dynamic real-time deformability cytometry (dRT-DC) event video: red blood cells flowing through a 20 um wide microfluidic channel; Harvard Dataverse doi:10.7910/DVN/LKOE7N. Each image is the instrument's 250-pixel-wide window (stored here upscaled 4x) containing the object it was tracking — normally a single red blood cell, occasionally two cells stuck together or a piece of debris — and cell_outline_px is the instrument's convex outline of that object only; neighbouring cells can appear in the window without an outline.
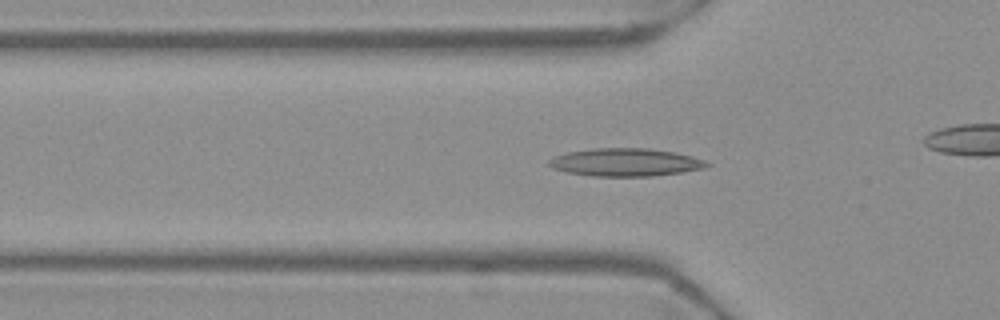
{"species": "Egyptian fruit bat (a non-hibernating species)", "species_latin": "Rousettus aegyptiacus", "temperature_condition": "warm", "stored_images_in_passage": 55, "camera_frame_rate_fps": 3000, "um_per_image_px": 0.085, "frame": {"image": 1, "passage_image": 17, "time_ms": 5.333, "image_size_px": [1000, 320], "cell_outline_px": [[712, 164], [704, 168], [680, 172], [652, 176], [592, 176], [568, 172], [552, 168], [548, 164], [548, 160], [556, 156], [568, 152], [596, 148], [648, 148], [676, 152], [692, 156], [704, 160]], "centroid_in_image_um": [53.18, 13.79], "position_along_channel_um": 72.6, "area_um2": 25.55}}
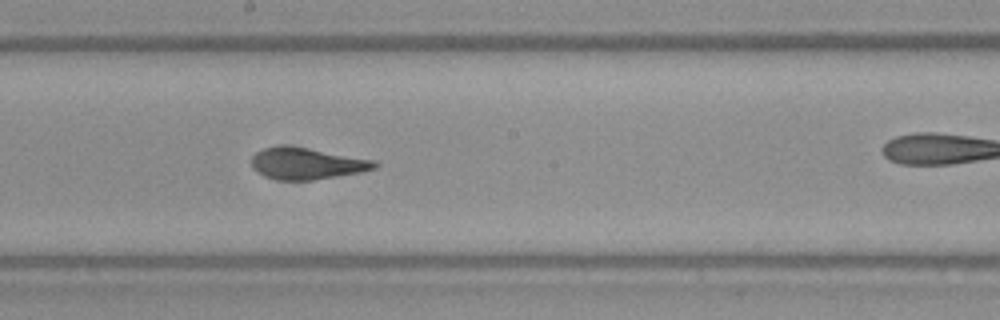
{"frame": {"image": 2, "passage_image": 29, "time_ms": 9.333, "image_size_px": [1000, 320], "cell_outline_px": [[380, 164], [376, 168], [360, 172], [312, 180], [276, 180], [264, 176], [256, 172], [252, 168], [252, 156], [256, 152], [264, 148], [308, 148], [376, 160]], "centroid_in_image_um": [26.11, 13.93], "position_along_channel_um": 222.1, "area_um2": 22.2}}
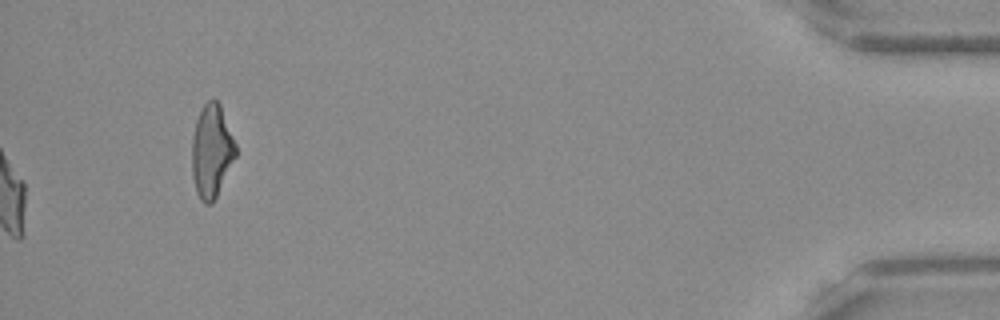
{"frame": {"image": 3, "passage_image": 55, "time_ms": 18.0, "image_size_px": [1000, 320], "cell_outline_px": [[236, 156], [212, 204], [204, 204], [200, 200], [196, 192], [192, 176], [192, 136], [196, 120], [204, 104], [212, 96], [220, 104], [236, 144]], "centroid_in_image_um": [17.97, 12.84], "position_along_channel_um": 417.2, "area_um2": 23.76}, "authors_computed_cell_mechanics": {"area_um2": 22.7732, "velocity_mm_per_s": 3.7105, "shape_relaxation_time_tau1_ms": null, "shape_relaxation_time_tau2_ms": 2.151, "deformation_change_tau1": null, "deformation_change_tau2": 0.1114}}